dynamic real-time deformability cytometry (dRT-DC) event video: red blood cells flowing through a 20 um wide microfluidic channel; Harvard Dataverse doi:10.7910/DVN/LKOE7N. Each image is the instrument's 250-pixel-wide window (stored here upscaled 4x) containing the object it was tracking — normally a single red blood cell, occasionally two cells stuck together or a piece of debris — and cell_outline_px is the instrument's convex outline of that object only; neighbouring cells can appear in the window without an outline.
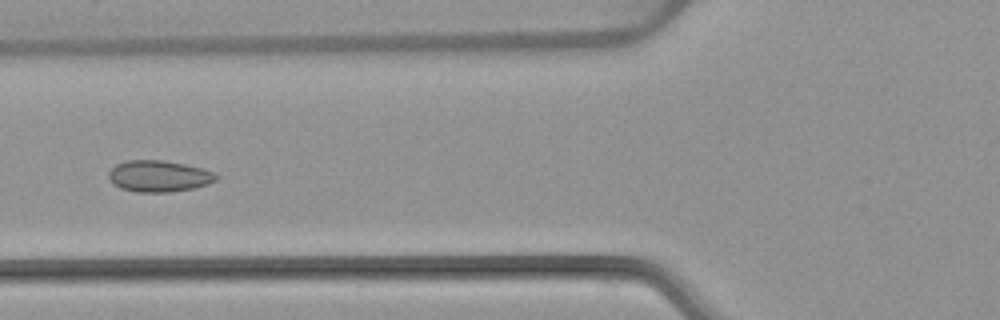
{"species": "common noctule bat (a hibernating species)", "species_latin": "Nyctalus noctula", "temperature_condition": "warm", "stored_images_in_passage": 8, "camera_frame_rate_fps": 3000, "um_per_image_px": 0.085, "animal": {"sex": "female", "body_mass_g": 22.7, "forearm_length_mm": 54.2}, "frame": {"image": 1, "passage_image": 6, "time_ms": 6.0, "image_size_px": [1000, 320], "cell_outline_px": [[220, 176], [216, 180], [208, 184], [192, 188], [168, 192], [136, 192], [120, 188], [112, 184], [108, 180], [108, 172], [116, 164], [128, 160], [160, 160], [184, 164], [200, 168], [212, 172]], "centroid_in_image_um": [13.45, 14.98], "position_along_channel_um": 112.3, "area_um2": 19.65}}
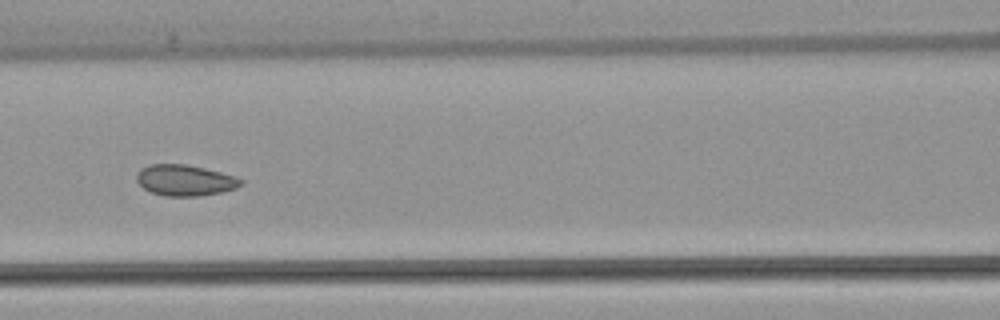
{"frame": {"image": 2, "passage_image": 7, "time_ms": 7.0, "image_size_px": [1000, 320], "cell_outline_px": [[244, 184], [236, 188], [220, 192], [200, 196], [164, 196], [152, 192], [144, 188], [136, 180], [136, 172], [140, 168], [148, 164], [184, 164], [204, 168], [236, 176], [244, 180]], "centroid_in_image_um": [15.72, 15.32], "position_along_channel_um": 150.9, "area_um2": 18.96}}